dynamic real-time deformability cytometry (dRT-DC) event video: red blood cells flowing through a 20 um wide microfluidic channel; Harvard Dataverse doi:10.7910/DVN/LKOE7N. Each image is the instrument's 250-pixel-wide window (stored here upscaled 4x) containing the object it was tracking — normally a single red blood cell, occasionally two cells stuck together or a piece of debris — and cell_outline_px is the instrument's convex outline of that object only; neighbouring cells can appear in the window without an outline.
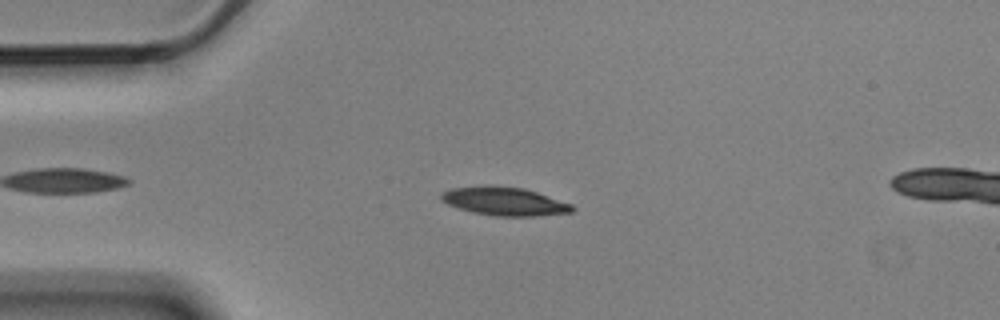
{"species": "Egyptian fruit bat (a non-hibernating species)", "species_latin": "Rousettus aegyptiacus", "temperature_condition": "cold", "stored_images_in_passage": 6, "camera_frame_rate_fps": 3000, "um_per_image_px": 0.085, "animal": {"sex": "male"}, "frame": {"image": 1, "passage_image": 3, "time_ms": 0.667, "image_size_px": [1000, 320], "cell_outline_px": [[576, 208], [572, 212], [536, 216], [496, 216], [472, 212], [448, 204], [440, 200], [440, 192], [452, 188], [524, 188], [572, 204]], "centroid_in_image_um": [42.92, 17.16], "position_along_channel_um": 42.1, "area_um2": 20.81}}
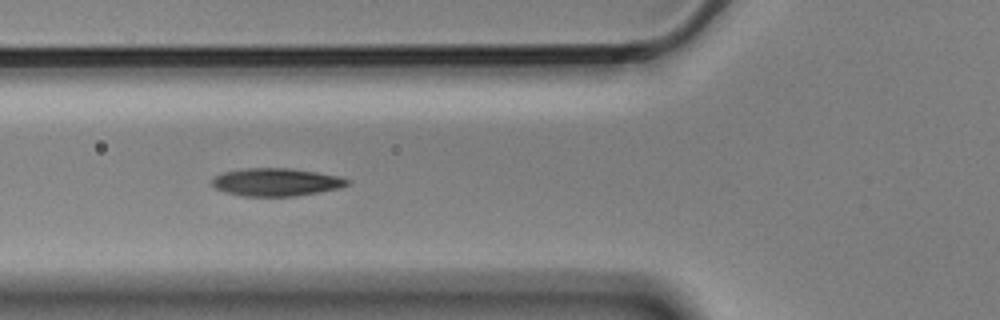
{"frame": {"image": 2, "passage_image": 5, "time_ms": 1.333, "image_size_px": [1000, 320], "cell_outline_px": [[352, 180], [348, 184], [340, 188], [296, 196], [244, 196], [224, 192], [216, 188], [212, 184], [212, 180], [216, 176], [224, 172], [240, 168], [292, 168], [340, 176]], "centroid_in_image_um": [23.5, 15.47], "position_along_channel_um": 102.3, "area_um2": 22.02}}
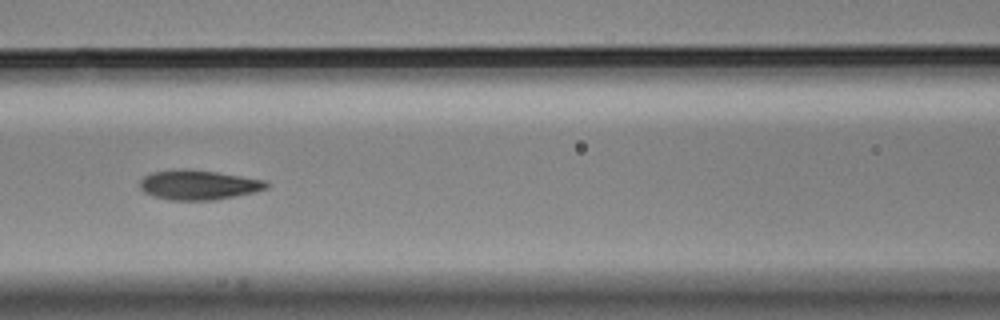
{"frame": {"image": 3, "passage_image": 6, "time_ms": 1.667, "image_size_px": [1000, 320], "cell_outline_px": [[268, 188], [256, 192], [216, 200], [172, 200], [152, 196], [144, 192], [140, 188], [140, 180], [144, 176], [152, 172], [180, 168], [184, 168], [216, 172], [268, 180]], "centroid_in_image_um": [16.89, 15.71], "position_along_channel_um": 149.7, "area_um2": 22.14}}